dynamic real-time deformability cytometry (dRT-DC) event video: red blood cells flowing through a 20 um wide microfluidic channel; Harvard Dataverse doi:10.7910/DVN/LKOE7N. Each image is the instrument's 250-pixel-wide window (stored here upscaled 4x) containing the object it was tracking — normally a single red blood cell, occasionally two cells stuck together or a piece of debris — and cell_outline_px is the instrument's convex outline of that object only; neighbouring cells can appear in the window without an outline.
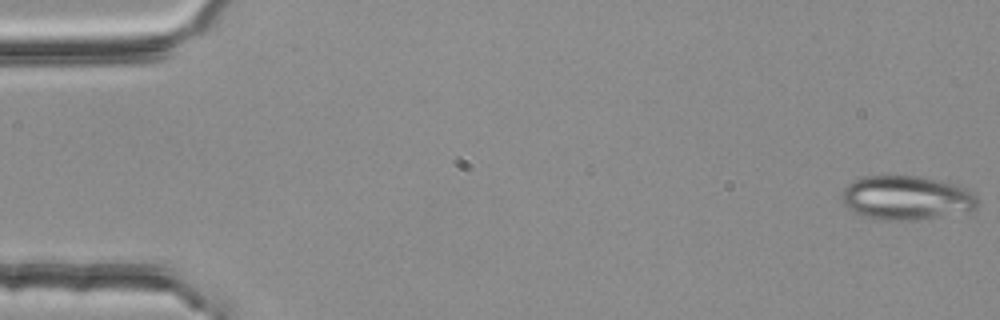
{"species": "common noctule bat (a hibernating species)", "species_latin": "Nyctalus noctula", "temperature_condition": "room temperature", "stored_images_in_passage": 54, "camera_frame_rate_fps": 3000, "um_per_image_px": 0.085, "animal": {"sex": "female", "body_mass_g": 25.1}, "frame": {"image": 1, "passage_image": 1, "time_ms": 0.0, "image_size_px": [1000, 320], "cell_outline_px": [[980, 204], [976, 208], [916, 220], [880, 220], [864, 216], [848, 208], [844, 204], [840, 196], [844, 188], [852, 180], [860, 176], [920, 176], [940, 180], [956, 184], [964, 188], [976, 196], [980, 200]], "centroid_in_image_um": [77.0, 16.79], "position_along_channel_um": 8.0, "area_um2": 34.74}}
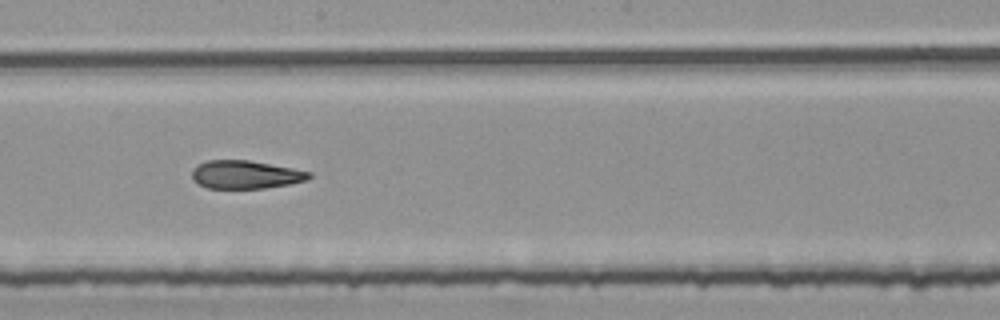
{"frame": {"image": 2, "passage_image": 30, "time_ms": 9.667, "image_size_px": [1000, 320], "cell_outline_px": [[312, 176], [308, 180], [288, 184], [264, 188], [208, 188], [200, 184], [192, 176], [192, 168], [196, 164], [204, 160], [248, 160], [292, 168], [312, 172]], "centroid_in_image_um": [20.87, 14.83], "position_along_channel_um": 227.3, "area_um2": 19.19}}
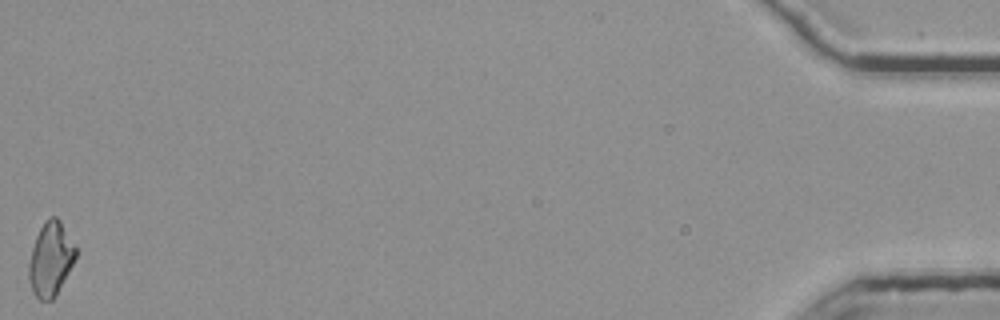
{"frame": {"image": 3, "passage_image": 54, "time_ms": 17.667, "image_size_px": [1000, 320], "cell_outline_px": [[76, 256], [56, 296], [52, 300], [40, 300], [32, 292], [28, 276], [28, 264], [32, 248], [36, 236], [44, 220], [48, 216], [56, 216], [60, 220], [76, 248]], "centroid_in_image_um": [4.28, 22.01], "position_along_channel_um": 430.9, "area_um2": 20.11}, "authors_computed_cell_mechanics": {"area_um2": 20.519, "velocity_mm_per_s": 3.8124, "shape_relaxation_time_tau1_ms": null, "shape_relaxation_time_tau2_ms": 4.1706, "deformation_change_tau1": null, "deformation_change_tau2": 0.1372}}